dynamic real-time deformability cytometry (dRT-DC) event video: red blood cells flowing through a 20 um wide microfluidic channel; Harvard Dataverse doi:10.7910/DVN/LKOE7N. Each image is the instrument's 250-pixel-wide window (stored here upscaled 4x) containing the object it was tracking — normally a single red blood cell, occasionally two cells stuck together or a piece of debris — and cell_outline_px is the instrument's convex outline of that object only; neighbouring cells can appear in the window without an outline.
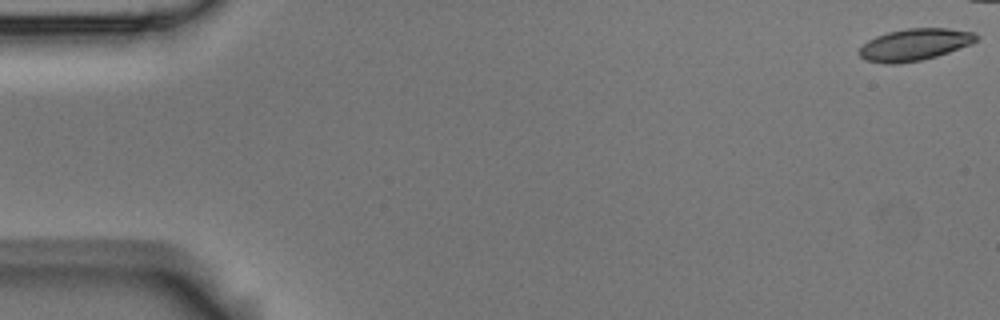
{"species": "Egyptian fruit bat (a non-hibernating species)", "species_latin": "Rousettus aegyptiacus", "temperature_condition": "room temperature", "stored_images_in_passage": 8, "camera_frame_rate_fps": 3000, "um_per_image_px": 0.085, "animal": {"sex": "male"}, "frame": {"image": 1, "passage_image": 1, "time_ms": 0.0, "image_size_px": [1000, 320], "cell_outline_px": [[980, 36], [972, 44], [936, 56], [920, 60], [896, 64], [884, 64], [864, 60], [860, 56], [860, 48], [868, 40], [876, 36], [888, 32], [908, 28], [948, 28], [976, 32]], "centroid_in_image_um": [77.76, 3.79], "position_along_channel_um": 7.2, "area_um2": 21.79}}
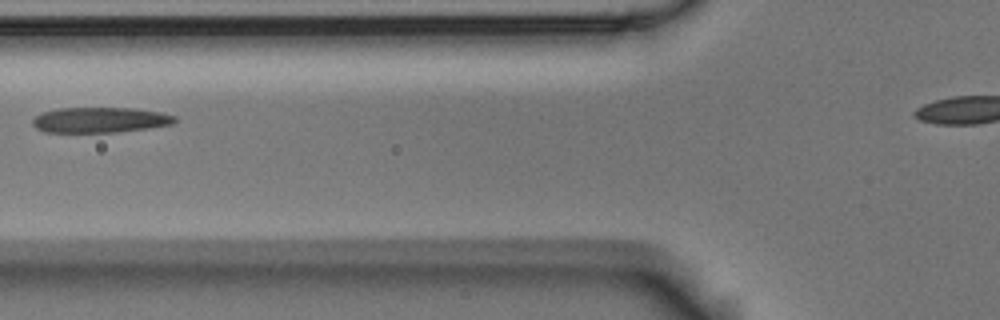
{"frame": {"image": 2, "passage_image": 7, "time_ms": 2.0, "image_size_px": [1000, 320], "cell_outline_px": [[176, 120], [172, 124], [148, 128], [116, 132], [44, 132], [36, 128], [32, 124], [32, 120], [40, 112], [60, 108], [136, 108], [160, 112], [176, 116]], "centroid_in_image_um": [8.48, 10.19], "position_along_channel_um": 117.3, "area_um2": 21.1}}
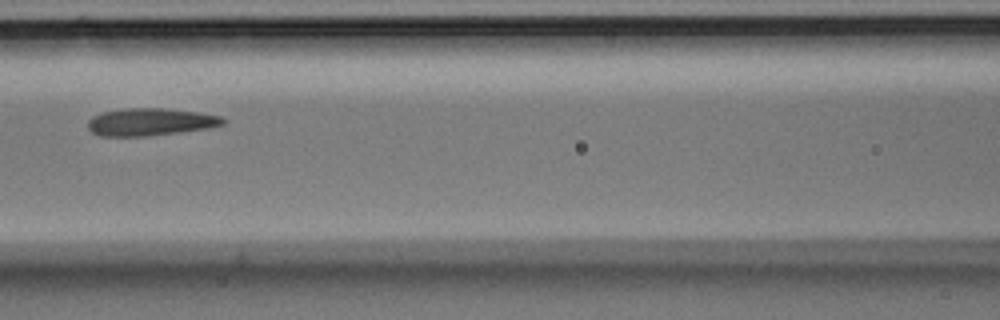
{"frame": {"image": 3, "passage_image": 8, "time_ms": 2.333, "image_size_px": [1000, 320], "cell_outline_px": [[224, 124], [208, 128], [144, 136], [100, 136], [92, 132], [88, 128], [88, 120], [92, 116], [104, 112], [124, 108], [164, 108], [200, 112], [220, 116], [224, 120]], "centroid_in_image_um": [12.75, 10.35], "position_along_channel_um": 153.9, "area_um2": 21.44}}